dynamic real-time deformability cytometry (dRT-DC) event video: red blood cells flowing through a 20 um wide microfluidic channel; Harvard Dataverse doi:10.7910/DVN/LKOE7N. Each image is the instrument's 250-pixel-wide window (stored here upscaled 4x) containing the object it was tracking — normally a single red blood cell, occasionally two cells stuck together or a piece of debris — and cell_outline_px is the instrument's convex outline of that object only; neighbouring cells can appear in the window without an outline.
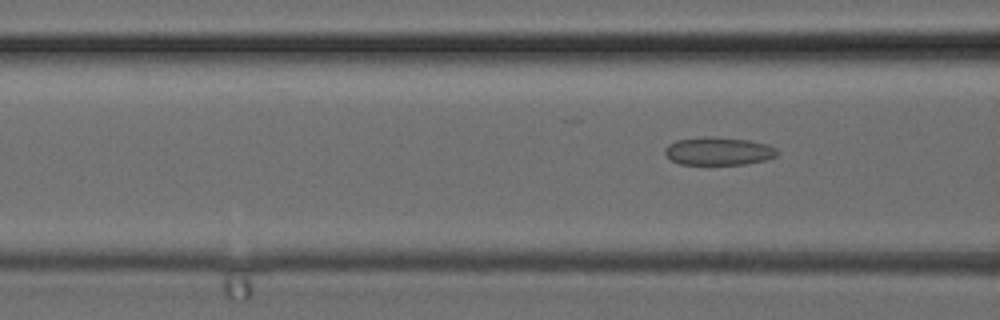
{"species": "common noctule bat (a hibernating species)", "species_latin": "Nyctalus noctula", "temperature_condition": "cold", "stored_images_in_passage": 6, "camera_frame_rate_fps": 3000, "um_per_image_px": 0.085, "animal": {"sex": "female", "body_mass_g": 24.6, "forearm_length_mm": 56.2}, "frame": {"image": 1, "passage_image": 6, "time_ms": 1.667, "image_size_px": [1000, 320], "cell_outline_px": [[780, 152], [776, 156], [764, 160], [744, 164], [680, 164], [672, 160], [664, 152], [664, 148], [668, 144], [676, 140], [704, 136], [712, 136], [748, 140], [768, 144], [776, 148]], "centroid_in_image_um": [61.08, 12.83], "position_along_channel_um": 105.5, "area_um2": 18.38}}